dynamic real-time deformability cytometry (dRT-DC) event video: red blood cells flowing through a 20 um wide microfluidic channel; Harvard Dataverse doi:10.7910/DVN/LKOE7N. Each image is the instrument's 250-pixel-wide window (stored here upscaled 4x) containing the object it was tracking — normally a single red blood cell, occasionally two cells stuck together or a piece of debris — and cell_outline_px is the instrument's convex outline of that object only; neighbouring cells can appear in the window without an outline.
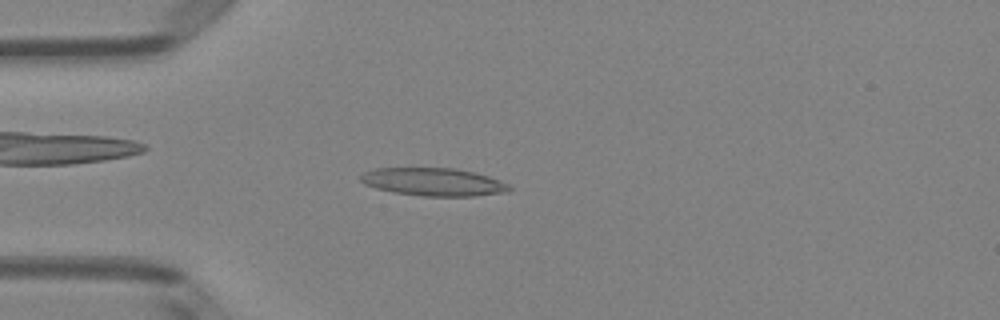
{"species": "Egyptian fruit bat (a non-hibernating species)", "species_latin": "Rousettus aegyptiacus", "temperature_condition": "room temperature", "stored_images_in_passage": 48, "camera_frame_rate_fps": 3000, "um_per_image_px": 0.085, "animal": {"sex": "female"}, "frame": {"image": 1, "passage_image": 12, "time_ms": 3.667, "image_size_px": [1000, 320], "cell_outline_px": [[512, 188], [508, 192], [476, 196], [424, 196], [392, 192], [376, 188], [364, 184], [360, 180], [360, 176], [364, 172], [376, 168], [456, 168], [488, 176], [508, 184]], "centroid_in_image_um": [36.84, 15.47], "position_along_channel_um": 48.2, "area_um2": 24.16}}
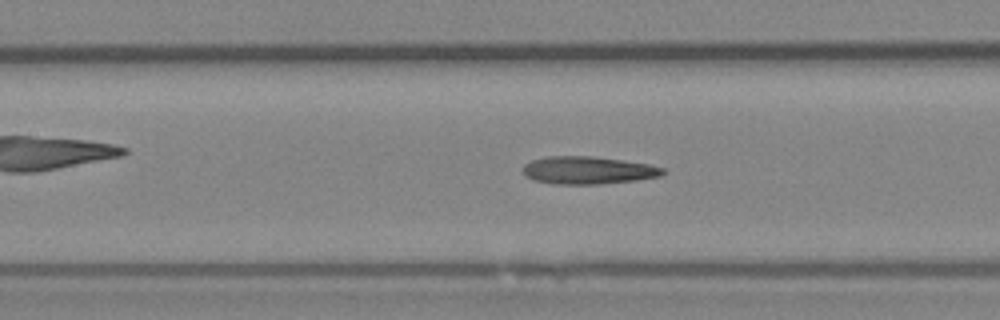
{"frame": {"image": 2, "passage_image": 21, "time_ms": 6.667, "image_size_px": [1000, 320], "cell_outline_px": [[668, 172], [660, 176], [636, 180], [600, 184], [552, 184], [532, 180], [524, 176], [520, 172], [524, 164], [532, 160], [548, 156], [592, 156], [624, 160], [648, 164], [664, 168]], "centroid_in_image_um": [49.94, 14.47], "position_along_channel_um": 157.5, "area_um2": 22.89}}
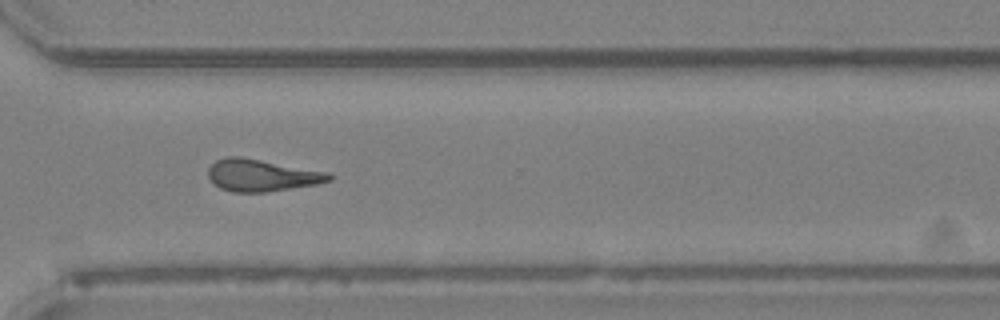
{"frame": {"image": 3, "passage_image": 35, "time_ms": 11.333, "image_size_px": [1000, 320], "cell_outline_px": [[332, 180], [316, 184], [268, 192], [232, 192], [220, 188], [208, 176], [208, 168], [216, 160], [228, 156], [240, 156], [328, 172], [332, 176]], "centroid_in_image_um": [22.24, 14.9], "position_along_channel_um": 348.4, "area_um2": 22.43}, "authors_computed_cell_mechanics": {"area_um2": 22.3397, "velocity_mm_per_s": 4.1109, "shape_relaxation_time_tau1_ms": 10.7606, "shape_relaxation_time_tau2_ms": 3.439, "deformation_change_tau1": 0.2997, "deformation_change_tau2": 0.1681}}